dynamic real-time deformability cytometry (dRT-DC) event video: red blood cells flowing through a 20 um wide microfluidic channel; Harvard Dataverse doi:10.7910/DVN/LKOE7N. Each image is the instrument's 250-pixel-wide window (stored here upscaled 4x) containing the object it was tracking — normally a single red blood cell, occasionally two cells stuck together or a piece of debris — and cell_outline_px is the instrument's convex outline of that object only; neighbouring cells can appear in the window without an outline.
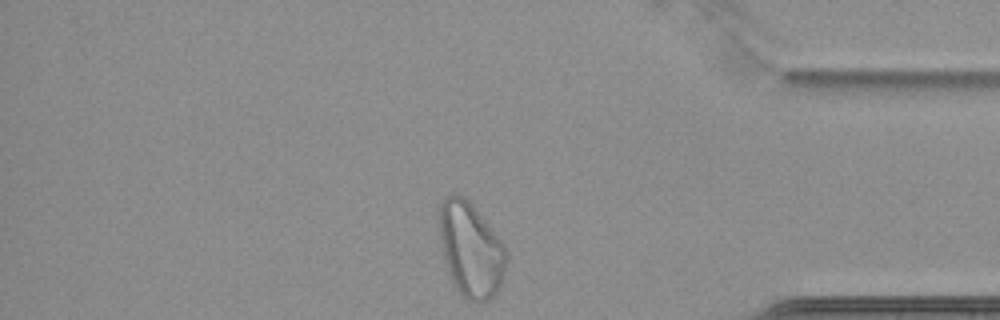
{"species": "common noctule bat (a hibernating species)", "species_latin": "Nyctalus noctula", "temperature_condition": "cold", "stored_images_in_passage": 39, "camera_frame_rate_fps": 3000, "um_per_image_px": 0.085, "animal": {"sex": "female", "body_mass_g": 22.7, "forearm_length_mm": 54.2}, "frame": {"image": 1, "passage_image": 39, "time_ms": 12.667, "image_size_px": [1000, 320], "cell_outline_px": [[508, 256], [500, 284], [496, 292], [484, 304], [476, 304], [464, 300], [460, 296], [452, 284], [444, 256], [436, 216], [436, 208], [444, 196], [452, 192], [456, 192], [464, 196], [472, 204], [504, 244], [508, 252]], "centroid_in_image_um": [39.97, 21.2], "position_along_channel_um": 395.2, "area_um2": 37.97}, "authors_computed_cell_mechanics": {"area_um2": 27.5128, "velocity_mm_per_s": 3.3882, "shape_relaxation_time_tau1_ms": null, "shape_relaxation_time_tau2_ms": 3.2571, "deformation_change_tau1": null, "deformation_change_tau2": 0.0716}}